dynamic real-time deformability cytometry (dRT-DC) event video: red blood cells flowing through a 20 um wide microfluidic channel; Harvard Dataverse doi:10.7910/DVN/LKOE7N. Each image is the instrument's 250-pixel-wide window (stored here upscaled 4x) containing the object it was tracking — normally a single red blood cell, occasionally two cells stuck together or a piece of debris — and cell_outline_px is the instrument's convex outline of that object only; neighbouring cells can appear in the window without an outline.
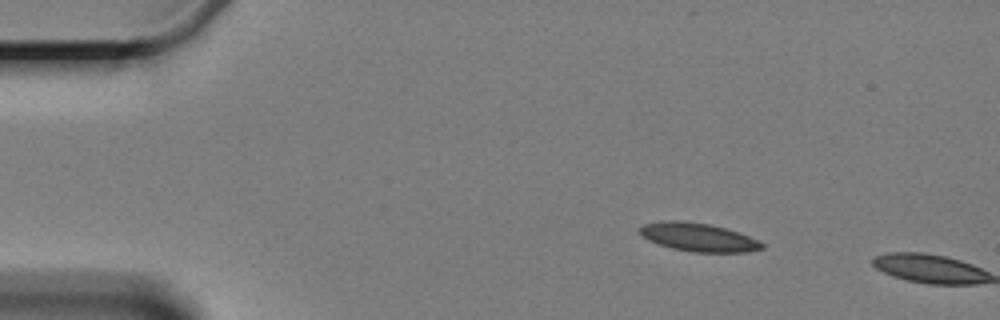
{"species": "Egyptian fruit bat (a non-hibernating species)", "species_latin": "Rousettus aegyptiacus", "temperature_condition": "cold", "stored_images_in_passage": 2, "camera_frame_rate_fps": 3000, "um_per_image_px": 0.085, "animal": {"sex": "female"}, "frame": {"image": 1, "passage_image": 1, "time_ms": 0.0, "image_size_px": [1000, 320], "cell_outline_px": [[764, 248], [748, 252], [692, 252], [672, 248], [648, 240], [636, 228], [644, 224], [664, 220], [680, 220], [708, 224], [724, 228], [760, 240], [764, 244]], "centroid_in_image_um": [59.35, 20.16], "position_along_channel_um": 25.6, "area_um2": 20.11}}